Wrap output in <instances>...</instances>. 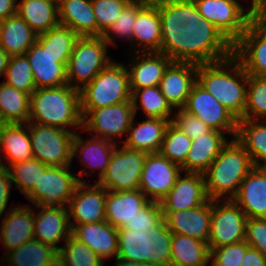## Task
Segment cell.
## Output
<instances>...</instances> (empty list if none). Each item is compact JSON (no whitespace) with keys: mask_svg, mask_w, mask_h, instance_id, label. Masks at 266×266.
Segmentation results:
<instances>
[{"mask_svg":"<svg viewBox=\"0 0 266 266\" xmlns=\"http://www.w3.org/2000/svg\"><path fill=\"white\" fill-rule=\"evenodd\" d=\"M130 90L135 116L139 109L138 106H140L146 117H157L172 121L173 118L170 117L174 109L161 93L159 86Z\"/></svg>","mask_w":266,"mask_h":266,"instance_id":"f35d334b","label":"cell"},{"mask_svg":"<svg viewBox=\"0 0 266 266\" xmlns=\"http://www.w3.org/2000/svg\"><path fill=\"white\" fill-rule=\"evenodd\" d=\"M191 144L192 139L170 122L159 152L171 162L181 166L186 160Z\"/></svg>","mask_w":266,"mask_h":266,"instance_id":"bcb514c9","label":"cell"},{"mask_svg":"<svg viewBox=\"0 0 266 266\" xmlns=\"http://www.w3.org/2000/svg\"><path fill=\"white\" fill-rule=\"evenodd\" d=\"M245 242L266 257V218H248Z\"/></svg>","mask_w":266,"mask_h":266,"instance_id":"db71d44e","label":"cell"},{"mask_svg":"<svg viewBox=\"0 0 266 266\" xmlns=\"http://www.w3.org/2000/svg\"><path fill=\"white\" fill-rule=\"evenodd\" d=\"M199 13L234 44L247 30L254 0L245 9L238 0H193Z\"/></svg>","mask_w":266,"mask_h":266,"instance_id":"9c48e42d","label":"cell"},{"mask_svg":"<svg viewBox=\"0 0 266 266\" xmlns=\"http://www.w3.org/2000/svg\"><path fill=\"white\" fill-rule=\"evenodd\" d=\"M5 124L2 122V120L0 119V134H1V130H2V128H3V126H4Z\"/></svg>","mask_w":266,"mask_h":266,"instance_id":"be15d7a7","label":"cell"},{"mask_svg":"<svg viewBox=\"0 0 266 266\" xmlns=\"http://www.w3.org/2000/svg\"><path fill=\"white\" fill-rule=\"evenodd\" d=\"M241 266H266V257L259 250L249 247L242 258Z\"/></svg>","mask_w":266,"mask_h":266,"instance_id":"6f0895ef","label":"cell"},{"mask_svg":"<svg viewBox=\"0 0 266 266\" xmlns=\"http://www.w3.org/2000/svg\"><path fill=\"white\" fill-rule=\"evenodd\" d=\"M158 10L161 52L172 61L206 64L233 55V44L204 19L193 0H167Z\"/></svg>","mask_w":266,"mask_h":266,"instance_id":"6da1fadb","label":"cell"},{"mask_svg":"<svg viewBox=\"0 0 266 266\" xmlns=\"http://www.w3.org/2000/svg\"><path fill=\"white\" fill-rule=\"evenodd\" d=\"M1 24L0 46L9 56L25 54L36 42L37 34L17 13L1 20Z\"/></svg>","mask_w":266,"mask_h":266,"instance_id":"e575fe53","label":"cell"},{"mask_svg":"<svg viewBox=\"0 0 266 266\" xmlns=\"http://www.w3.org/2000/svg\"><path fill=\"white\" fill-rule=\"evenodd\" d=\"M132 42H134L132 43L133 48H131L133 53L161 52V18L158 7L137 5V18L133 27Z\"/></svg>","mask_w":266,"mask_h":266,"instance_id":"83f0119b","label":"cell"},{"mask_svg":"<svg viewBox=\"0 0 266 266\" xmlns=\"http://www.w3.org/2000/svg\"><path fill=\"white\" fill-rule=\"evenodd\" d=\"M248 217L233 201L212 200V216L208 247L211 251L245 240Z\"/></svg>","mask_w":266,"mask_h":266,"instance_id":"8fae6325","label":"cell"},{"mask_svg":"<svg viewBox=\"0 0 266 266\" xmlns=\"http://www.w3.org/2000/svg\"><path fill=\"white\" fill-rule=\"evenodd\" d=\"M59 23L79 37L97 36V22L91 0H58Z\"/></svg>","mask_w":266,"mask_h":266,"instance_id":"4dcf8cb0","label":"cell"},{"mask_svg":"<svg viewBox=\"0 0 266 266\" xmlns=\"http://www.w3.org/2000/svg\"><path fill=\"white\" fill-rule=\"evenodd\" d=\"M253 167L245 148L235 138L229 140L203 173L208 198L232 200Z\"/></svg>","mask_w":266,"mask_h":266,"instance_id":"277c9868","label":"cell"},{"mask_svg":"<svg viewBox=\"0 0 266 266\" xmlns=\"http://www.w3.org/2000/svg\"><path fill=\"white\" fill-rule=\"evenodd\" d=\"M141 122H135V117L128 130L127 139L123 140V145L133 150L146 153L159 152L166 133V129L171 120L157 117H145ZM138 123V124H137ZM136 125V126H135Z\"/></svg>","mask_w":266,"mask_h":266,"instance_id":"4316f807","label":"cell"},{"mask_svg":"<svg viewBox=\"0 0 266 266\" xmlns=\"http://www.w3.org/2000/svg\"><path fill=\"white\" fill-rule=\"evenodd\" d=\"M127 4L138 5L142 7H158L167 0H126Z\"/></svg>","mask_w":266,"mask_h":266,"instance_id":"91938a15","label":"cell"},{"mask_svg":"<svg viewBox=\"0 0 266 266\" xmlns=\"http://www.w3.org/2000/svg\"><path fill=\"white\" fill-rule=\"evenodd\" d=\"M48 166L39 160L32 158L20 163L12 164L8 169L12 183L19 189L24 197L33 189Z\"/></svg>","mask_w":266,"mask_h":266,"instance_id":"7dc6e473","label":"cell"},{"mask_svg":"<svg viewBox=\"0 0 266 266\" xmlns=\"http://www.w3.org/2000/svg\"><path fill=\"white\" fill-rule=\"evenodd\" d=\"M243 119L266 120V77L248 75Z\"/></svg>","mask_w":266,"mask_h":266,"instance_id":"f6af8a7d","label":"cell"},{"mask_svg":"<svg viewBox=\"0 0 266 266\" xmlns=\"http://www.w3.org/2000/svg\"><path fill=\"white\" fill-rule=\"evenodd\" d=\"M260 3L266 7V0H261Z\"/></svg>","mask_w":266,"mask_h":266,"instance_id":"03108f58","label":"cell"},{"mask_svg":"<svg viewBox=\"0 0 266 266\" xmlns=\"http://www.w3.org/2000/svg\"><path fill=\"white\" fill-rule=\"evenodd\" d=\"M126 5V0H91L97 22V36H102L111 27Z\"/></svg>","mask_w":266,"mask_h":266,"instance_id":"681fc988","label":"cell"},{"mask_svg":"<svg viewBox=\"0 0 266 266\" xmlns=\"http://www.w3.org/2000/svg\"><path fill=\"white\" fill-rule=\"evenodd\" d=\"M0 153V165L6 166L5 159L9 164L7 168L14 163H20L33 158L28 123L5 124L3 126L0 134Z\"/></svg>","mask_w":266,"mask_h":266,"instance_id":"f546056e","label":"cell"},{"mask_svg":"<svg viewBox=\"0 0 266 266\" xmlns=\"http://www.w3.org/2000/svg\"><path fill=\"white\" fill-rule=\"evenodd\" d=\"M149 201L139 189L128 191L107 190L105 220L117 229L123 228Z\"/></svg>","mask_w":266,"mask_h":266,"instance_id":"484cf974","label":"cell"},{"mask_svg":"<svg viewBox=\"0 0 266 266\" xmlns=\"http://www.w3.org/2000/svg\"><path fill=\"white\" fill-rule=\"evenodd\" d=\"M17 14L37 35L60 24L58 0H21L17 6Z\"/></svg>","mask_w":266,"mask_h":266,"instance_id":"d6a6232c","label":"cell"},{"mask_svg":"<svg viewBox=\"0 0 266 266\" xmlns=\"http://www.w3.org/2000/svg\"><path fill=\"white\" fill-rule=\"evenodd\" d=\"M147 233L126 228L118 229L117 258L146 263Z\"/></svg>","mask_w":266,"mask_h":266,"instance_id":"b9f144b4","label":"cell"},{"mask_svg":"<svg viewBox=\"0 0 266 266\" xmlns=\"http://www.w3.org/2000/svg\"><path fill=\"white\" fill-rule=\"evenodd\" d=\"M71 235L87 245L104 262L118 255V229L106 220L82 225H71Z\"/></svg>","mask_w":266,"mask_h":266,"instance_id":"603a6c76","label":"cell"},{"mask_svg":"<svg viewBox=\"0 0 266 266\" xmlns=\"http://www.w3.org/2000/svg\"><path fill=\"white\" fill-rule=\"evenodd\" d=\"M109 44L102 36L79 37L68 60V84L80 90L102 71L112 58L108 56ZM73 83V84H72Z\"/></svg>","mask_w":266,"mask_h":266,"instance_id":"8992f818","label":"cell"},{"mask_svg":"<svg viewBox=\"0 0 266 266\" xmlns=\"http://www.w3.org/2000/svg\"><path fill=\"white\" fill-rule=\"evenodd\" d=\"M117 144L102 138L95 137L92 135L90 139H83L79 133H75L74 140H73V160L77 154L80 156L79 159L81 164L85 166L86 169H93V171L99 169L97 180L100 181L101 178L104 176L107 167L110 163L111 155L115 150Z\"/></svg>","mask_w":266,"mask_h":266,"instance_id":"f1b7e54d","label":"cell"},{"mask_svg":"<svg viewBox=\"0 0 266 266\" xmlns=\"http://www.w3.org/2000/svg\"><path fill=\"white\" fill-rule=\"evenodd\" d=\"M146 155L117 144L104 176L97 183L109 191L138 190Z\"/></svg>","mask_w":266,"mask_h":266,"instance_id":"30bf717a","label":"cell"},{"mask_svg":"<svg viewBox=\"0 0 266 266\" xmlns=\"http://www.w3.org/2000/svg\"><path fill=\"white\" fill-rule=\"evenodd\" d=\"M79 36L70 28L59 24L37 35L36 42L52 55H71Z\"/></svg>","mask_w":266,"mask_h":266,"instance_id":"7bdbcfd3","label":"cell"},{"mask_svg":"<svg viewBox=\"0 0 266 266\" xmlns=\"http://www.w3.org/2000/svg\"><path fill=\"white\" fill-rule=\"evenodd\" d=\"M27 205L12 207L1 220L0 242L5 248L4 256L34 239V210Z\"/></svg>","mask_w":266,"mask_h":266,"instance_id":"ffe728a7","label":"cell"},{"mask_svg":"<svg viewBox=\"0 0 266 266\" xmlns=\"http://www.w3.org/2000/svg\"><path fill=\"white\" fill-rule=\"evenodd\" d=\"M1 33H2V24H1V20H0V41H1Z\"/></svg>","mask_w":266,"mask_h":266,"instance_id":"e7e4bbea","label":"cell"},{"mask_svg":"<svg viewBox=\"0 0 266 266\" xmlns=\"http://www.w3.org/2000/svg\"><path fill=\"white\" fill-rule=\"evenodd\" d=\"M29 122L82 130L79 90L69 84L39 88L31 94ZM69 128V129H68Z\"/></svg>","mask_w":266,"mask_h":266,"instance_id":"3957f363","label":"cell"},{"mask_svg":"<svg viewBox=\"0 0 266 266\" xmlns=\"http://www.w3.org/2000/svg\"><path fill=\"white\" fill-rule=\"evenodd\" d=\"M232 200L248 218H266V166H254Z\"/></svg>","mask_w":266,"mask_h":266,"instance_id":"44dd1931","label":"cell"},{"mask_svg":"<svg viewBox=\"0 0 266 266\" xmlns=\"http://www.w3.org/2000/svg\"><path fill=\"white\" fill-rule=\"evenodd\" d=\"M70 167L48 166L25 197L36 207H67L77 185L86 183L72 173Z\"/></svg>","mask_w":266,"mask_h":266,"instance_id":"ba28073f","label":"cell"},{"mask_svg":"<svg viewBox=\"0 0 266 266\" xmlns=\"http://www.w3.org/2000/svg\"><path fill=\"white\" fill-rule=\"evenodd\" d=\"M181 166L160 152L147 153L139 181V190L150 200L159 202L175 185Z\"/></svg>","mask_w":266,"mask_h":266,"instance_id":"5bb4252c","label":"cell"},{"mask_svg":"<svg viewBox=\"0 0 266 266\" xmlns=\"http://www.w3.org/2000/svg\"><path fill=\"white\" fill-rule=\"evenodd\" d=\"M57 256L56 249L34 238L0 259L14 266H58Z\"/></svg>","mask_w":266,"mask_h":266,"instance_id":"8d00e7d4","label":"cell"},{"mask_svg":"<svg viewBox=\"0 0 266 266\" xmlns=\"http://www.w3.org/2000/svg\"><path fill=\"white\" fill-rule=\"evenodd\" d=\"M136 18L137 5L127 4L111 27L102 35V37L109 44V46H117L116 42L114 41L116 35L118 38H125L132 43L133 27Z\"/></svg>","mask_w":266,"mask_h":266,"instance_id":"c3c4849f","label":"cell"},{"mask_svg":"<svg viewBox=\"0 0 266 266\" xmlns=\"http://www.w3.org/2000/svg\"><path fill=\"white\" fill-rule=\"evenodd\" d=\"M10 56L0 46V77H4L6 68L8 67Z\"/></svg>","mask_w":266,"mask_h":266,"instance_id":"94428289","label":"cell"},{"mask_svg":"<svg viewBox=\"0 0 266 266\" xmlns=\"http://www.w3.org/2000/svg\"><path fill=\"white\" fill-rule=\"evenodd\" d=\"M172 236L164 220L147 233L146 263L170 266Z\"/></svg>","mask_w":266,"mask_h":266,"instance_id":"ab89813d","label":"cell"},{"mask_svg":"<svg viewBox=\"0 0 266 266\" xmlns=\"http://www.w3.org/2000/svg\"><path fill=\"white\" fill-rule=\"evenodd\" d=\"M11 186L13 185L7 165L5 167L0 165V219H2L3 213L6 215L10 210L9 208L7 210L6 207L10 200Z\"/></svg>","mask_w":266,"mask_h":266,"instance_id":"9f6ffc18","label":"cell"},{"mask_svg":"<svg viewBox=\"0 0 266 266\" xmlns=\"http://www.w3.org/2000/svg\"><path fill=\"white\" fill-rule=\"evenodd\" d=\"M36 208H40V211L34 212V238L58 251L60 240L65 242L71 236L68 208L66 206Z\"/></svg>","mask_w":266,"mask_h":266,"instance_id":"7402d4cb","label":"cell"},{"mask_svg":"<svg viewBox=\"0 0 266 266\" xmlns=\"http://www.w3.org/2000/svg\"><path fill=\"white\" fill-rule=\"evenodd\" d=\"M18 0H0V20L17 13Z\"/></svg>","mask_w":266,"mask_h":266,"instance_id":"680465c9","label":"cell"},{"mask_svg":"<svg viewBox=\"0 0 266 266\" xmlns=\"http://www.w3.org/2000/svg\"><path fill=\"white\" fill-rule=\"evenodd\" d=\"M209 264H210V265H209ZM208 265H209V266H213L212 263H211L210 261H209L208 263L202 265V266H208Z\"/></svg>","mask_w":266,"mask_h":266,"instance_id":"003e7915","label":"cell"},{"mask_svg":"<svg viewBox=\"0 0 266 266\" xmlns=\"http://www.w3.org/2000/svg\"><path fill=\"white\" fill-rule=\"evenodd\" d=\"M198 64L172 61L159 83L163 96L173 109H183L194 83L197 81Z\"/></svg>","mask_w":266,"mask_h":266,"instance_id":"e0dca14e","label":"cell"},{"mask_svg":"<svg viewBox=\"0 0 266 266\" xmlns=\"http://www.w3.org/2000/svg\"><path fill=\"white\" fill-rule=\"evenodd\" d=\"M31 95L0 83V119L4 124H26L30 117Z\"/></svg>","mask_w":266,"mask_h":266,"instance_id":"74e56055","label":"cell"},{"mask_svg":"<svg viewBox=\"0 0 266 266\" xmlns=\"http://www.w3.org/2000/svg\"><path fill=\"white\" fill-rule=\"evenodd\" d=\"M248 27L266 43V7L260 2L252 7Z\"/></svg>","mask_w":266,"mask_h":266,"instance_id":"11a10c76","label":"cell"},{"mask_svg":"<svg viewBox=\"0 0 266 266\" xmlns=\"http://www.w3.org/2000/svg\"><path fill=\"white\" fill-rule=\"evenodd\" d=\"M123 64L110 62L79 90L82 117L89 110L131 101L129 73Z\"/></svg>","mask_w":266,"mask_h":266,"instance_id":"5b68a950","label":"cell"},{"mask_svg":"<svg viewBox=\"0 0 266 266\" xmlns=\"http://www.w3.org/2000/svg\"><path fill=\"white\" fill-rule=\"evenodd\" d=\"M5 264H8L7 266H14L13 264H11L10 262H6Z\"/></svg>","mask_w":266,"mask_h":266,"instance_id":"a7ac6f4b","label":"cell"},{"mask_svg":"<svg viewBox=\"0 0 266 266\" xmlns=\"http://www.w3.org/2000/svg\"><path fill=\"white\" fill-rule=\"evenodd\" d=\"M177 178L169 193L159 201L161 211L188 210L206 203L205 180L200 173H184Z\"/></svg>","mask_w":266,"mask_h":266,"instance_id":"d6986e66","label":"cell"},{"mask_svg":"<svg viewBox=\"0 0 266 266\" xmlns=\"http://www.w3.org/2000/svg\"><path fill=\"white\" fill-rule=\"evenodd\" d=\"M4 77L6 84L29 95L36 90L32 69L26 54L10 56Z\"/></svg>","mask_w":266,"mask_h":266,"instance_id":"ee69618b","label":"cell"},{"mask_svg":"<svg viewBox=\"0 0 266 266\" xmlns=\"http://www.w3.org/2000/svg\"><path fill=\"white\" fill-rule=\"evenodd\" d=\"M210 261L208 243L173 233L170 266H202Z\"/></svg>","mask_w":266,"mask_h":266,"instance_id":"d590c367","label":"cell"},{"mask_svg":"<svg viewBox=\"0 0 266 266\" xmlns=\"http://www.w3.org/2000/svg\"><path fill=\"white\" fill-rule=\"evenodd\" d=\"M228 141L224 132L216 130L193 139L186 160L181 165L182 172L203 174Z\"/></svg>","mask_w":266,"mask_h":266,"instance_id":"d4e9b609","label":"cell"},{"mask_svg":"<svg viewBox=\"0 0 266 266\" xmlns=\"http://www.w3.org/2000/svg\"><path fill=\"white\" fill-rule=\"evenodd\" d=\"M25 54L32 69L36 89L68 84L66 66L71 55H52L37 42Z\"/></svg>","mask_w":266,"mask_h":266,"instance_id":"2e32d148","label":"cell"},{"mask_svg":"<svg viewBox=\"0 0 266 266\" xmlns=\"http://www.w3.org/2000/svg\"><path fill=\"white\" fill-rule=\"evenodd\" d=\"M106 195L107 189L97 182L94 185L80 182L67 205L70 225L105 221Z\"/></svg>","mask_w":266,"mask_h":266,"instance_id":"9a60e30c","label":"cell"},{"mask_svg":"<svg viewBox=\"0 0 266 266\" xmlns=\"http://www.w3.org/2000/svg\"><path fill=\"white\" fill-rule=\"evenodd\" d=\"M172 123L184 132L190 139H195L203 134L209 133L212 129L198 117L187 113L183 109H177Z\"/></svg>","mask_w":266,"mask_h":266,"instance_id":"f5cc1de1","label":"cell"},{"mask_svg":"<svg viewBox=\"0 0 266 266\" xmlns=\"http://www.w3.org/2000/svg\"><path fill=\"white\" fill-rule=\"evenodd\" d=\"M115 261L116 263L114 266H160V265L149 264V263L133 262V261H128V260L119 259V258H116Z\"/></svg>","mask_w":266,"mask_h":266,"instance_id":"6125c7cd","label":"cell"},{"mask_svg":"<svg viewBox=\"0 0 266 266\" xmlns=\"http://www.w3.org/2000/svg\"><path fill=\"white\" fill-rule=\"evenodd\" d=\"M58 266H104V261L72 235L58 250Z\"/></svg>","mask_w":266,"mask_h":266,"instance_id":"60d3db41","label":"cell"},{"mask_svg":"<svg viewBox=\"0 0 266 266\" xmlns=\"http://www.w3.org/2000/svg\"><path fill=\"white\" fill-rule=\"evenodd\" d=\"M163 220L172 233L186 235L208 243L212 200L188 210L162 211Z\"/></svg>","mask_w":266,"mask_h":266,"instance_id":"ac0fdd59","label":"cell"},{"mask_svg":"<svg viewBox=\"0 0 266 266\" xmlns=\"http://www.w3.org/2000/svg\"><path fill=\"white\" fill-rule=\"evenodd\" d=\"M163 221V213L159 202L149 201L137 215L123 228L148 233Z\"/></svg>","mask_w":266,"mask_h":266,"instance_id":"f907efd6","label":"cell"},{"mask_svg":"<svg viewBox=\"0 0 266 266\" xmlns=\"http://www.w3.org/2000/svg\"><path fill=\"white\" fill-rule=\"evenodd\" d=\"M33 158L47 166H71L76 132L28 122Z\"/></svg>","mask_w":266,"mask_h":266,"instance_id":"52a82bcc","label":"cell"},{"mask_svg":"<svg viewBox=\"0 0 266 266\" xmlns=\"http://www.w3.org/2000/svg\"><path fill=\"white\" fill-rule=\"evenodd\" d=\"M197 82L237 120L243 119L248 74L234 55L219 62L198 64Z\"/></svg>","mask_w":266,"mask_h":266,"instance_id":"7a4b0ae2","label":"cell"},{"mask_svg":"<svg viewBox=\"0 0 266 266\" xmlns=\"http://www.w3.org/2000/svg\"><path fill=\"white\" fill-rule=\"evenodd\" d=\"M233 55L248 75L266 77V43L249 27L233 44Z\"/></svg>","mask_w":266,"mask_h":266,"instance_id":"1f68e13d","label":"cell"},{"mask_svg":"<svg viewBox=\"0 0 266 266\" xmlns=\"http://www.w3.org/2000/svg\"><path fill=\"white\" fill-rule=\"evenodd\" d=\"M235 139L245 148L254 166H266V120H238Z\"/></svg>","mask_w":266,"mask_h":266,"instance_id":"836d02e7","label":"cell"},{"mask_svg":"<svg viewBox=\"0 0 266 266\" xmlns=\"http://www.w3.org/2000/svg\"><path fill=\"white\" fill-rule=\"evenodd\" d=\"M133 54L131 64L126 66L129 73L130 89L159 86L165 70L172 60L162 52H134Z\"/></svg>","mask_w":266,"mask_h":266,"instance_id":"cb8c5ba5","label":"cell"},{"mask_svg":"<svg viewBox=\"0 0 266 266\" xmlns=\"http://www.w3.org/2000/svg\"><path fill=\"white\" fill-rule=\"evenodd\" d=\"M134 117L132 101L89 110L82 117L81 131L118 144L115 139L128 133Z\"/></svg>","mask_w":266,"mask_h":266,"instance_id":"7c38bea8","label":"cell"},{"mask_svg":"<svg viewBox=\"0 0 266 266\" xmlns=\"http://www.w3.org/2000/svg\"><path fill=\"white\" fill-rule=\"evenodd\" d=\"M183 110L201 119L212 130L224 132L235 138L238 120L197 81L188 95Z\"/></svg>","mask_w":266,"mask_h":266,"instance_id":"4fadbf2b","label":"cell"},{"mask_svg":"<svg viewBox=\"0 0 266 266\" xmlns=\"http://www.w3.org/2000/svg\"><path fill=\"white\" fill-rule=\"evenodd\" d=\"M250 246L244 241L214 248L210 251L213 266H241L242 258Z\"/></svg>","mask_w":266,"mask_h":266,"instance_id":"816d5d0a","label":"cell"}]
</instances>
